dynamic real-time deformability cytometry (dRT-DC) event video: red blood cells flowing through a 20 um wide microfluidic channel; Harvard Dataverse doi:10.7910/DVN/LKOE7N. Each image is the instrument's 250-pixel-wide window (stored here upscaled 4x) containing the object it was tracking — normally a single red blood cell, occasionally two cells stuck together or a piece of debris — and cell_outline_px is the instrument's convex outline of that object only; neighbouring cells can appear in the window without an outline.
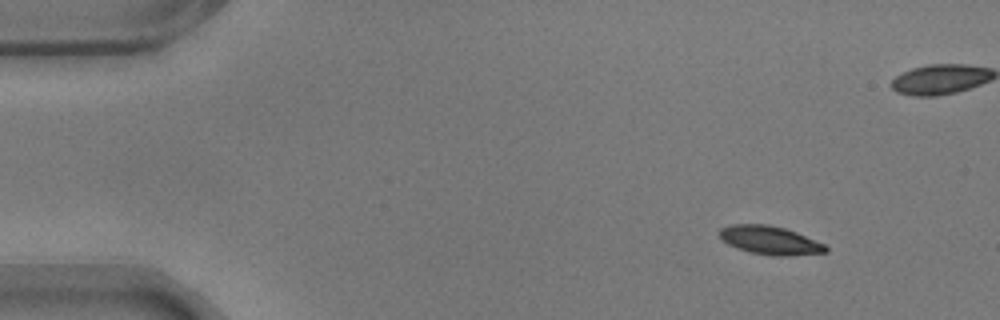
{"species": "common noctule bat (a hibernating species)", "species_latin": "Nyctalus noctula", "temperature_condition": "warm", "stored_images_in_passage": 15, "camera_frame_rate_fps": 3000, "um_per_image_px": 0.085, "animal": {"sex": "male", "body_mass_g": 17.9}, "frame": {"image": 1, "passage_image": 6, "time_ms": 1.667, "image_size_px": [1000, 320], "cell_outline_px": [[828, 252], [788, 256], [772, 256], [752, 252], [736, 248], [728, 244], [720, 236], [720, 228], [728, 224], [768, 224], [784, 228], [796, 232], [824, 244], [828, 248]], "centroid_in_image_um": [65.45, 20.42], "position_along_channel_um": 19.6, "area_um2": 17.57}}